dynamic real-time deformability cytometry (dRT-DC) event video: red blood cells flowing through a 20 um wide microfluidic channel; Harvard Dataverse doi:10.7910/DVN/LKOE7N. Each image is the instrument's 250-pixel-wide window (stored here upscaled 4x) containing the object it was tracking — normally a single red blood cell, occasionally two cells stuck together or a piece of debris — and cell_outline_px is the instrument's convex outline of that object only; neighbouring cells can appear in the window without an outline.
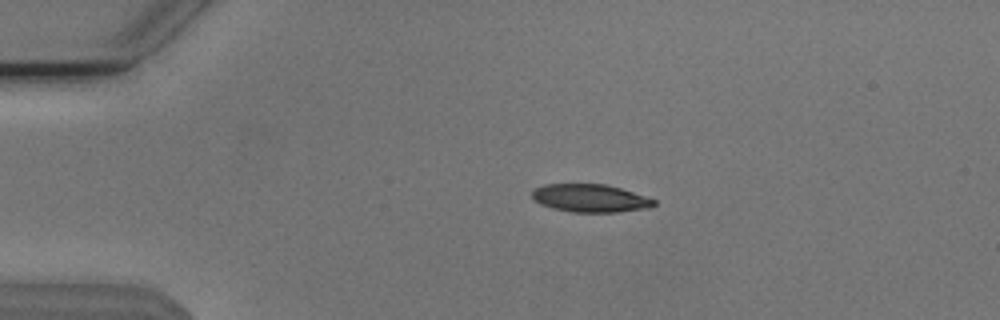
{"species": "Egyptian fruit bat (a non-hibernating species)", "species_latin": "Rousettus aegyptiacus", "temperature_condition": "cold", "stored_images_in_passage": 43, "camera_frame_rate_fps": 3000, "um_per_image_px": 0.085, "animal": {"sex": "male"}, "frame": {"image": 1, "passage_image": 1, "time_ms": 0.0, "image_size_px": [1000, 320], "cell_outline_px": [[656, 204], [648, 208], [616, 212], [572, 212], [552, 208], [540, 204], [532, 196], [532, 192], [536, 188], [544, 184], [604, 184], [620, 188], [656, 200]], "centroid_in_image_um": [50.16, 16.85], "position_along_channel_um": 34.8, "area_um2": 19.65}}
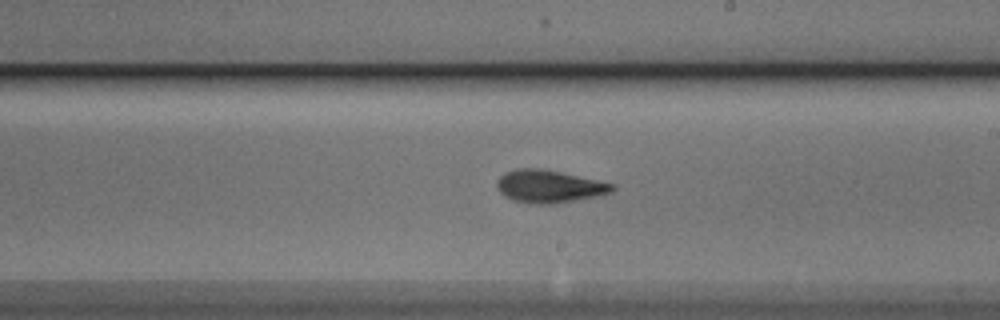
{"frame": {"image": 2, "passage_image": 21, "time_ms": 6.667, "image_size_px": [1000, 320], "cell_outline_px": [[616, 188], [612, 192], [596, 196], [556, 204], [528, 204], [512, 200], [504, 196], [496, 188], [496, 180], [504, 172], [516, 168], [540, 168], [560, 172], [616, 184]], "centroid_in_image_um": [46.64, 15.85], "position_along_channel_um": 242.4, "area_um2": 22.25}}
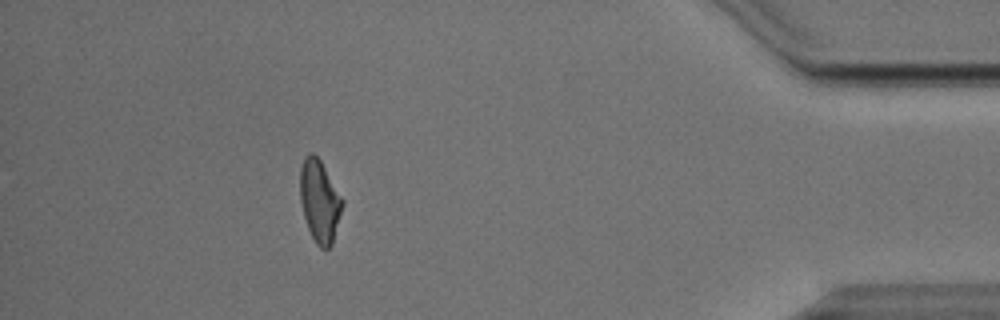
{"frame": {"image": 3, "passage_image": 38, "time_ms": 12.333, "image_size_px": [1000, 320], "cell_outline_px": [[344, 204], [332, 244], [328, 248], [320, 248], [316, 244], [308, 228], [304, 216], [300, 200], [300, 168], [304, 156], [308, 152], [312, 152], [320, 160], [344, 200]], "centroid_in_image_um": [27.17, 17.07], "position_along_channel_um": 408.0, "area_um2": 20.29}, "authors_computed_cell_mechanics": {"area_um2": 20.808, "velocity_mm_per_s": 3.8137, "shape_relaxation_time_tau1_ms": 4.4026, "shape_relaxation_time_tau2_ms": 2.8756, "deformation_change_tau1": 0.1463, "deformation_change_tau2": 0.1009}}